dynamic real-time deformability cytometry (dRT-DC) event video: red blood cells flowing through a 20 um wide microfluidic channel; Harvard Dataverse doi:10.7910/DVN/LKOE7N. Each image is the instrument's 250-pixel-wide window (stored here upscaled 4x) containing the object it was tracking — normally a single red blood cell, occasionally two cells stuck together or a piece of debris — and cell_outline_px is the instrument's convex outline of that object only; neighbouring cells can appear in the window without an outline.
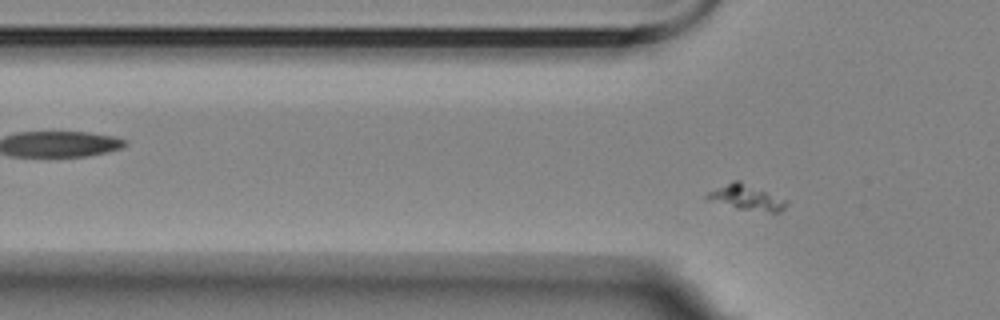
{"species": "Egyptian fruit bat (a non-hibernating species)", "species_latin": "Rousettus aegyptiacus", "temperature_condition": "room temperature", "stored_images_in_passage": 6, "camera_frame_rate_fps": 3000, "um_per_image_px": 0.085, "animal": {"sex": "female"}, "frame": {"image": 1, "passage_image": 6, "time_ms": 7.0, "image_size_px": [1000, 320], "cell_outline_px": [[788, 204], [780, 212], [768, 212], [736, 208], [708, 200], [704, 196], [708, 192], [732, 180], [740, 180], [788, 200]], "centroid_in_image_um": [63.46, 16.78], "position_along_channel_um": 62.3, "area_um2": 11.79}}